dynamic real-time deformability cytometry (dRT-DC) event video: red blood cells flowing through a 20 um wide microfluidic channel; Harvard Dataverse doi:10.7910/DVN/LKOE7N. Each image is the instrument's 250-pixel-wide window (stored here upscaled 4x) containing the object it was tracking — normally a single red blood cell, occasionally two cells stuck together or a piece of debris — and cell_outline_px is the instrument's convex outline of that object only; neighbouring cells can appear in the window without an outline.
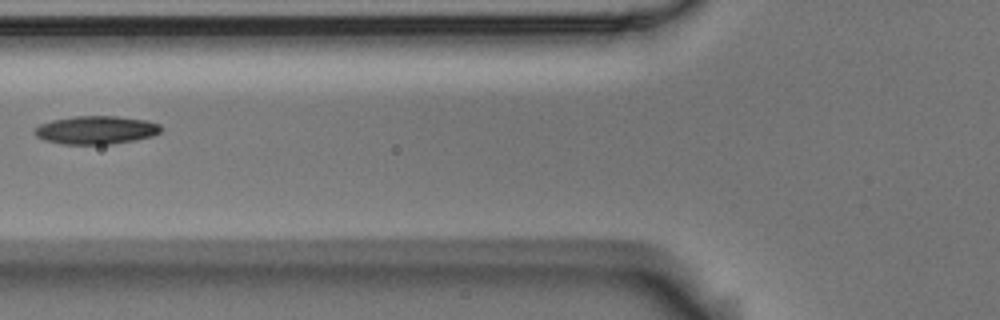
{"species": "Egyptian fruit bat (a non-hibernating species)", "species_latin": "Rousettus aegyptiacus", "temperature_condition": "room temperature", "stored_images_in_passage": 6, "camera_frame_rate_fps": 3000, "um_per_image_px": 0.085, "animal": {"sex": "male"}, "frame": {"image": 1, "passage_image": 5, "time_ms": 1.333, "image_size_px": [1000, 320], "cell_outline_px": [[160, 132], [152, 136], [136, 140], [112, 144], [60, 144], [44, 140], [36, 136], [32, 132], [32, 128], [40, 124], [52, 120], [76, 116], [116, 116], [148, 120], [160, 124]], "centroid_in_image_um": [8.13, 11.05], "position_along_channel_um": 117.7, "area_um2": 20.98}}
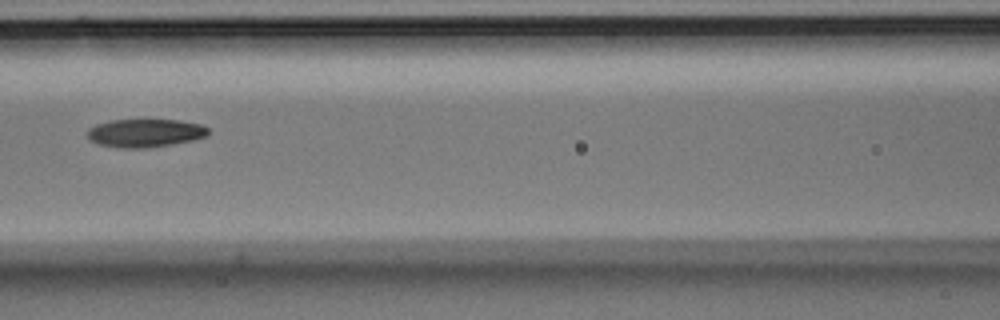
{"frame": {"image": 2, "passage_image": 6, "time_ms": 1.667, "image_size_px": [1000, 320], "cell_outline_px": [[208, 132], [204, 136], [192, 140], [172, 144], [144, 148], [120, 148], [100, 144], [92, 140], [88, 136], [88, 128], [96, 124], [112, 120], [180, 120], [204, 124], [208, 128]], "centroid_in_image_um": [12.35, 11.29], "position_along_channel_um": 154.2, "area_um2": 19.71}}